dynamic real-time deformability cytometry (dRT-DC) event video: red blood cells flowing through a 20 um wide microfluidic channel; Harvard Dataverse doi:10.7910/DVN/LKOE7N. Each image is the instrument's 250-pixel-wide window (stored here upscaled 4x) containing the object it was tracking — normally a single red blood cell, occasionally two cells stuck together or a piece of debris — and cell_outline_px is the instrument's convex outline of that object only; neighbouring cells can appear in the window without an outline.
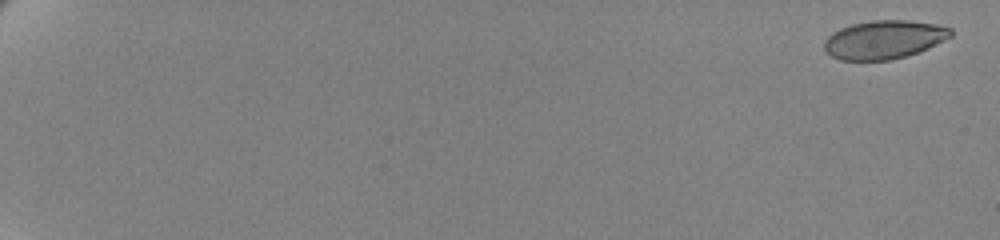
{"species": "human", "species_latin": "Homo sapiens", "temperature_condition": "cold", "stored_images_in_passage": 28, "camera_frame_rate_fps": 3000, "um_per_image_px": 0.085, "donor": {"sex": "female"}, "frame": {"image": 1, "passage_image": 1, "time_ms": 0.0, "image_size_px": [1000, 240], "cell_outline_px": [[952, 36], [928, 48], [892, 60], [840, 60], [832, 56], [824, 48], [824, 40], [832, 32], [840, 28], [852, 24], [872, 20], [908, 20], [936, 24], [952, 28]], "centroid_in_image_um": [75.14, 3.36], "position_along_channel_um": 9.9, "area_um2": 28.32}}
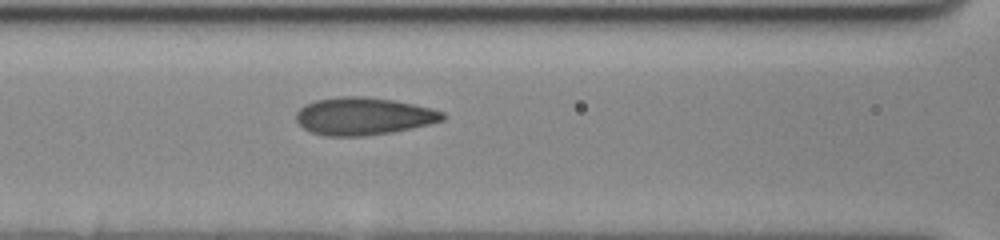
{"frame": {"image": 2, "passage_image": 14, "time_ms": 4.333, "image_size_px": [1000, 240], "cell_outline_px": [[444, 120], [412, 128], [392, 132], [364, 136], [324, 136], [312, 132], [304, 128], [296, 120], [296, 112], [304, 104], [316, 100], [340, 96], [364, 96], [392, 100], [432, 108], [444, 112]], "centroid_in_image_um": [30.88, 9.87], "position_along_channel_um": 135.7, "area_um2": 32.02}}
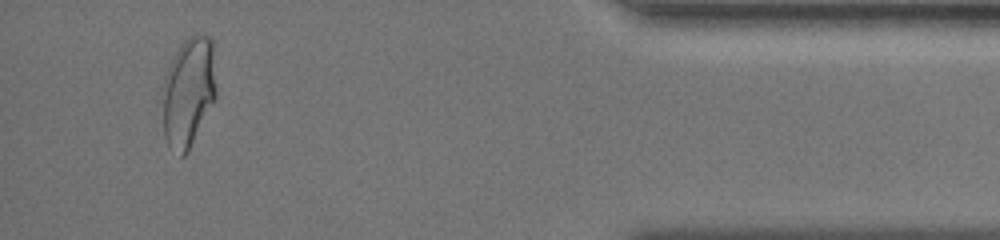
{"frame": {"image": 3, "passage_image": 27, "time_ms": 8.667, "image_size_px": [1000, 240], "cell_outline_px": [[216, 100], [188, 152], [184, 156], [180, 156], [168, 148], [164, 136], [164, 76], [180, 44], [192, 32], [204, 32], [212, 36], [216, 88]], "centroid_in_image_um": [16.06, 7.79], "position_along_channel_um": 419.1, "area_um2": 34.97}}